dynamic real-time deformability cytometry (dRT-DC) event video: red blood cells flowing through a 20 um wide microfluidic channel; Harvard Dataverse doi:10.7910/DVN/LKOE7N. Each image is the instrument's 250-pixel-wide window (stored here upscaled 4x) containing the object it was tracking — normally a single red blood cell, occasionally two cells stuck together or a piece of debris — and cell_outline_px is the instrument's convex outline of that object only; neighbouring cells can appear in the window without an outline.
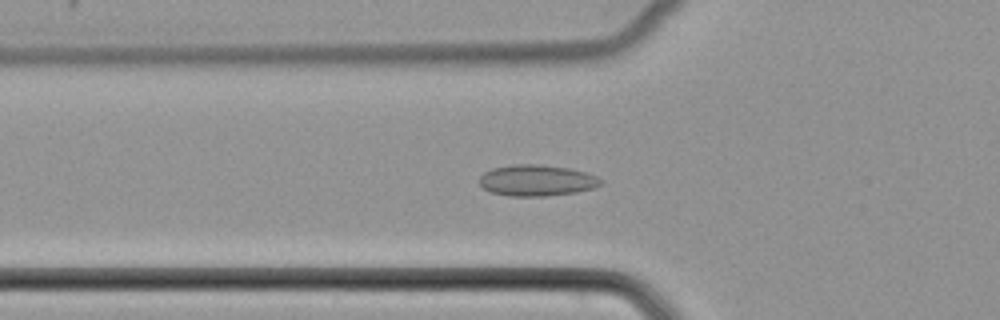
{"species": "common noctule bat (a hibernating species)", "species_latin": "Nyctalus noctula", "temperature_condition": "cold", "stored_images_in_passage": 51, "camera_frame_rate_fps": 3000, "um_per_image_px": 0.085, "animal": {"sex": "female", "body_mass_g": 22.7, "forearm_length_mm": 54.2}, "frame": {"image": 1, "passage_image": 18, "time_ms": 5.667, "image_size_px": [1000, 320], "cell_outline_px": [[604, 180], [600, 184], [592, 188], [576, 192], [544, 196], [508, 196], [492, 192], [484, 188], [480, 184], [480, 176], [484, 172], [492, 168], [516, 164], [536, 164], [568, 168], [584, 172], [596, 176]], "centroid_in_image_um": [45.61, 15.33], "position_along_channel_um": 80.2, "area_um2": 21.85}}
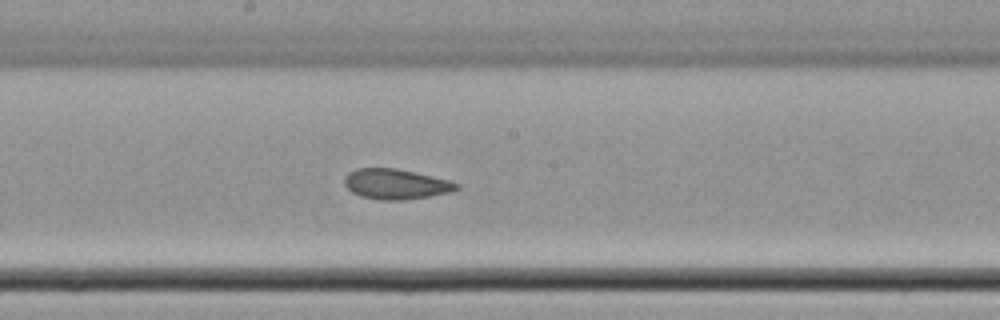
{"frame": {"image": 2, "passage_image": 28, "time_ms": 9.0, "image_size_px": [1000, 320], "cell_outline_px": [[460, 188], [452, 192], [404, 200], [380, 200], [360, 196], [352, 192], [344, 184], [344, 176], [348, 172], [356, 168], [396, 168], [432, 176], [448, 180], [460, 184]], "centroid_in_image_um": [33.63, 15.64], "position_along_channel_um": 214.6, "area_um2": 19.83}}
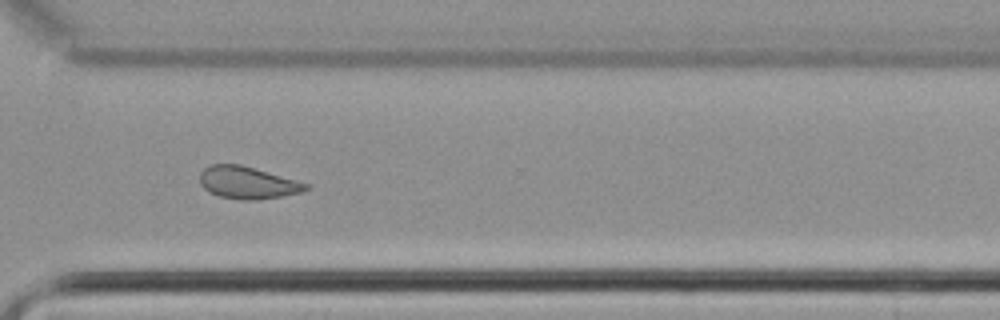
{"frame": {"image": 3, "passage_image": 38, "time_ms": 12.333, "image_size_px": [1000, 320], "cell_outline_px": [[312, 188], [300, 192], [280, 196], [256, 200], [240, 200], [220, 196], [208, 192], [200, 184], [200, 172], [204, 168], [212, 164], [240, 164], [312, 184]], "centroid_in_image_um": [21.06, 15.52], "position_along_channel_um": 349.5, "area_um2": 20.06}}